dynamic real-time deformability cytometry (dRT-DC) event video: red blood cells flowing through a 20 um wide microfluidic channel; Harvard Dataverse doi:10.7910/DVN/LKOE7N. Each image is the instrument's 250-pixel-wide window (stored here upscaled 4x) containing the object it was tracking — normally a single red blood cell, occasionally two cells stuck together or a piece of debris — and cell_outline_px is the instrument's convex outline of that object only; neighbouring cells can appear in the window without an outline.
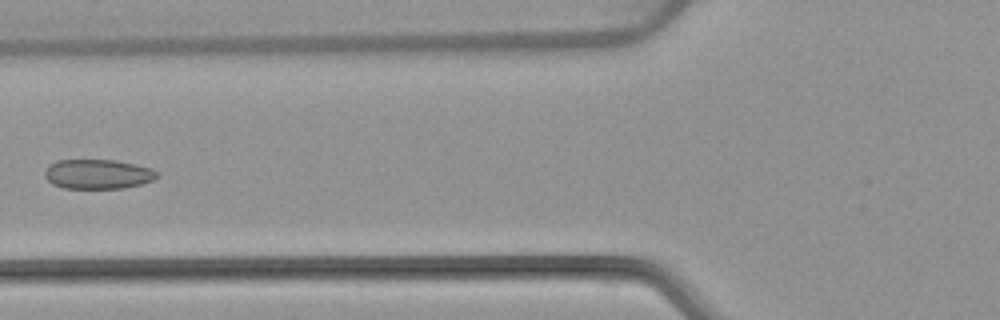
{"species": "common noctule bat (a hibernating species)", "species_latin": "Nyctalus noctula", "temperature_condition": "warm", "stored_images_in_passage": 6, "camera_frame_rate_fps": 3000, "um_per_image_px": 0.085, "animal": {"sex": "female", "body_mass_g": 22.7, "forearm_length_mm": 54.2}, "frame": {"image": 1, "passage_image": 5, "time_ms": 6.0, "image_size_px": [1000, 320], "cell_outline_px": [[160, 176], [152, 180], [140, 184], [124, 188], [64, 188], [52, 184], [44, 176], [44, 172], [48, 164], [56, 160], [116, 160], [136, 164], [152, 168], [160, 172]], "centroid_in_image_um": [8.33, 14.79], "position_along_channel_um": 117.5, "area_um2": 19.59}}
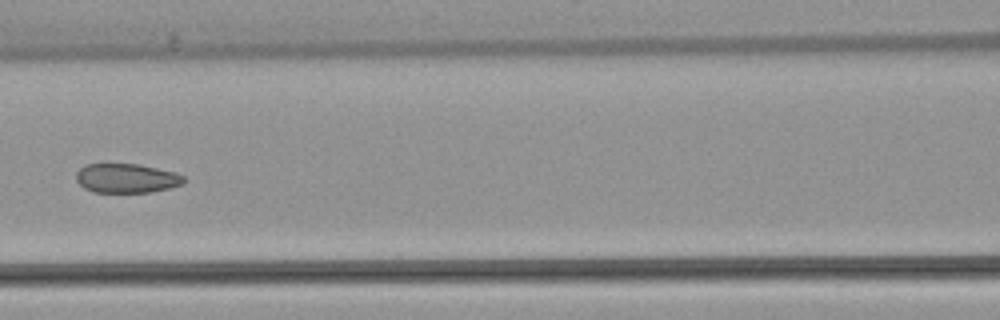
{"frame": {"image": 2, "passage_image": 6, "time_ms": 7.0, "image_size_px": [1000, 320], "cell_outline_px": [[184, 180], [180, 184], [168, 188], [152, 192], [92, 192], [84, 188], [76, 180], [76, 172], [84, 164], [140, 164], [176, 172], [184, 176]], "centroid_in_image_um": [10.73, 15.14], "position_along_channel_um": 155.9, "area_um2": 18.38}}